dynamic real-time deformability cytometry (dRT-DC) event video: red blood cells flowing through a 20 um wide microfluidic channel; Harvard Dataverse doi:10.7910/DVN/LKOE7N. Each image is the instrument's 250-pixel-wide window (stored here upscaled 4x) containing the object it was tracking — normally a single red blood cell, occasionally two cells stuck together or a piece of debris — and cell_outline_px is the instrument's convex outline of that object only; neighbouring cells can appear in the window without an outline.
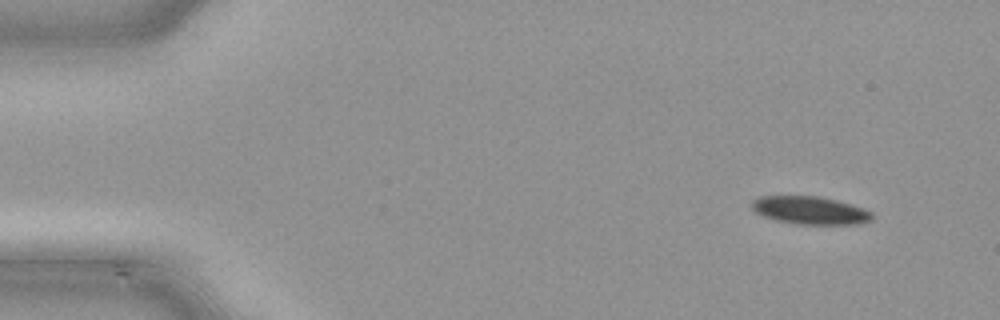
{"species": "common noctule bat (a hibernating species)", "species_latin": "Nyctalus noctula", "temperature_condition": "cold", "stored_images_in_passage": 10, "camera_frame_rate_fps": 3000, "um_per_image_px": 0.085, "animal": {"sex": "male", "body_mass_g": 21.5, "forearm_length_mm": 52.0}, "frame": {"image": 1, "passage_image": 1, "time_ms": 0.0, "image_size_px": [1000, 320], "cell_outline_px": [[872, 216], [868, 220], [856, 224], [800, 224], [776, 220], [764, 216], [756, 212], [752, 208], [752, 200], [760, 196], [820, 196], [836, 200], [872, 212]], "centroid_in_image_um": [68.8, 17.87], "position_along_channel_um": 16.2, "area_um2": 19.13}}
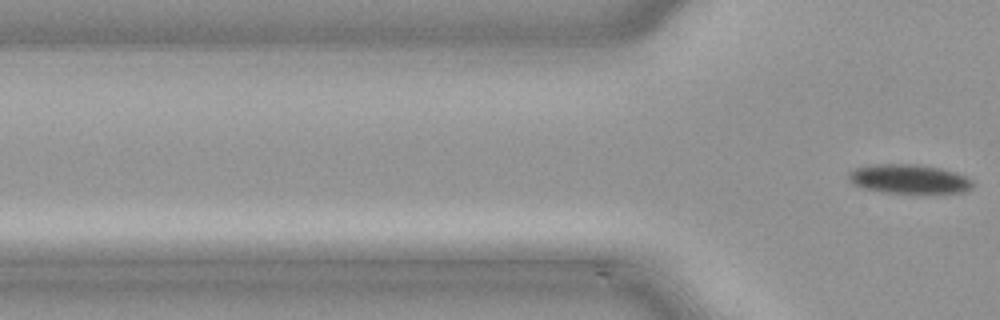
{"frame": {"image": 2, "passage_image": 10, "time_ms": 3.0, "image_size_px": [1000, 320], "cell_outline_px": [[972, 188], [964, 192], [928, 196], [884, 192], [864, 188], [852, 184], [848, 180], [848, 172], [856, 168], [872, 164], [912, 164], [940, 168], [956, 172], [972, 180]], "centroid_in_image_um": [77.3, 15.26], "position_along_channel_um": 48.5, "area_um2": 21.96}}